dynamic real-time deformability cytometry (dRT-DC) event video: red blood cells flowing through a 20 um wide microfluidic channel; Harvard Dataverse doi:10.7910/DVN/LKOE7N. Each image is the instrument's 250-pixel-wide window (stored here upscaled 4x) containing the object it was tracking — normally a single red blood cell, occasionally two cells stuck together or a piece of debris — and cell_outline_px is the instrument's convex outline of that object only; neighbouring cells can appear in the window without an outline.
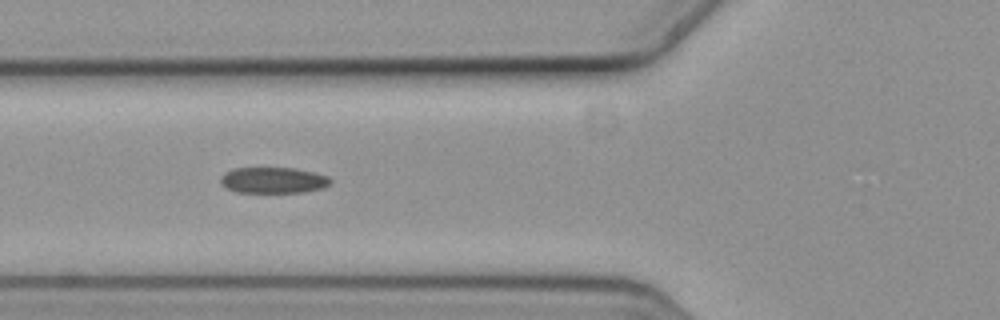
{"species": "common noctule bat (a hibernating species)", "species_latin": "Nyctalus noctula", "temperature_condition": "cold", "stored_images_in_passage": 12, "camera_frame_rate_fps": 3000, "um_per_image_px": 0.085, "animal": {"sex": "female", "body_mass_g": 19.3, "forearm_length_mm": 54.1}, "frame": {"image": 1, "passage_image": 3, "time_ms": 0.667, "image_size_px": [1000, 320], "cell_outline_px": [[332, 180], [324, 188], [304, 192], [236, 192], [220, 184], [220, 176], [224, 172], [232, 168], [296, 168], [328, 176]], "centroid_in_image_um": [23.2, 15.31], "position_along_channel_um": 102.6, "area_um2": 16.7}}
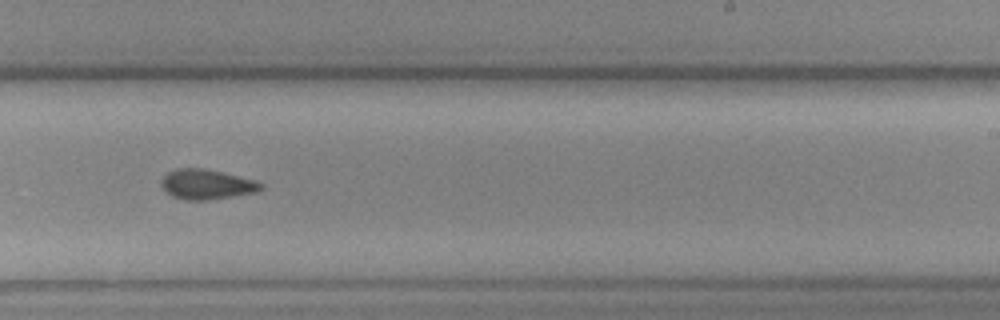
{"frame": {"image": 2, "passage_image": 7, "time_ms": 2.0, "image_size_px": [1000, 320], "cell_outline_px": [[264, 184], [256, 192], [208, 200], [184, 200], [172, 196], [160, 184], [160, 180], [168, 172], [176, 168], [204, 168], [256, 180]], "centroid_in_image_um": [17.54, 15.66], "position_along_channel_um": 271.5, "area_um2": 17.28}}
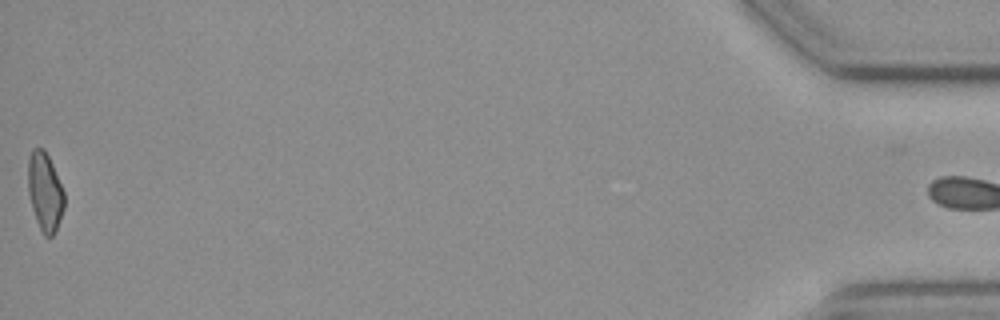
{"frame": {"image": 3, "passage_image": 12, "time_ms": 3.667, "image_size_px": [1000, 320], "cell_outline_px": [[64, 208], [56, 228], [52, 236], [44, 236], [36, 220], [32, 208], [28, 192], [28, 160], [32, 148], [44, 148], [52, 164], [64, 192]], "centroid_in_image_um": [3.8, 16.28], "position_along_channel_um": 431.4, "area_um2": 16.36}}